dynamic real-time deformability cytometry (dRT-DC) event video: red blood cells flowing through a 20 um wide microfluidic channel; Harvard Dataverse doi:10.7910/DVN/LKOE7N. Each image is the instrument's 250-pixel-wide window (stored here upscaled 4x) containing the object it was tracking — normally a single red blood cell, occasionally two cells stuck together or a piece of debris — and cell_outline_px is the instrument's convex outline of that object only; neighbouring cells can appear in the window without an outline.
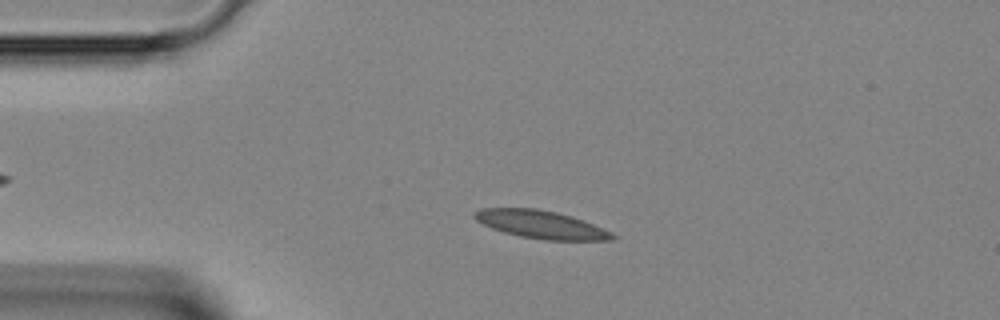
{"species": "Egyptian fruit bat (a non-hibernating species)", "species_latin": "Rousettus aegyptiacus", "temperature_condition": "room temperature", "stored_images_in_passage": 44, "camera_frame_rate_fps": 3000, "um_per_image_px": 0.085, "animal": {"sex": "female"}, "frame": {"image": 1, "passage_image": 9, "time_ms": 2.667, "image_size_px": [1000, 320], "cell_outline_px": [[616, 236], [612, 240], [548, 240], [520, 236], [504, 232], [492, 228], [476, 220], [472, 216], [480, 208], [536, 208], [556, 212], [572, 216], [584, 220], [612, 232]], "centroid_in_image_um": [46.0, 19.08], "position_along_channel_um": 39.0, "area_um2": 22.31}}
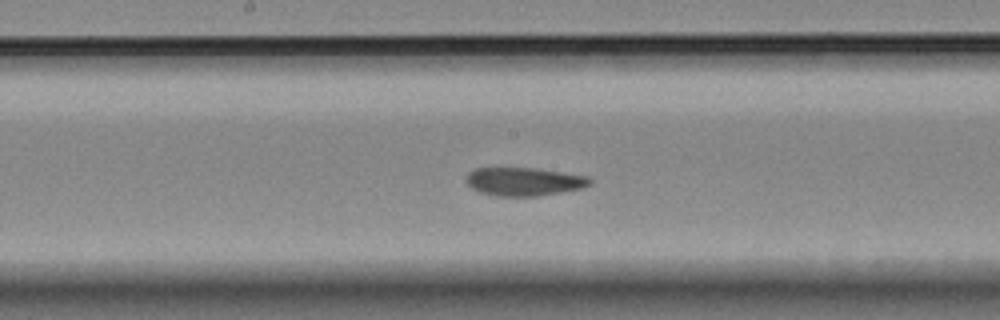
{"frame": {"image": 2, "passage_image": 22, "time_ms": 7.0, "image_size_px": [1000, 320], "cell_outline_px": [[592, 184], [584, 188], [536, 196], [496, 196], [480, 192], [472, 188], [464, 180], [468, 172], [476, 168], [536, 168], [588, 176], [592, 180]], "centroid_in_image_um": [44.54, 15.43], "position_along_channel_um": 203.7, "area_um2": 20.52}}
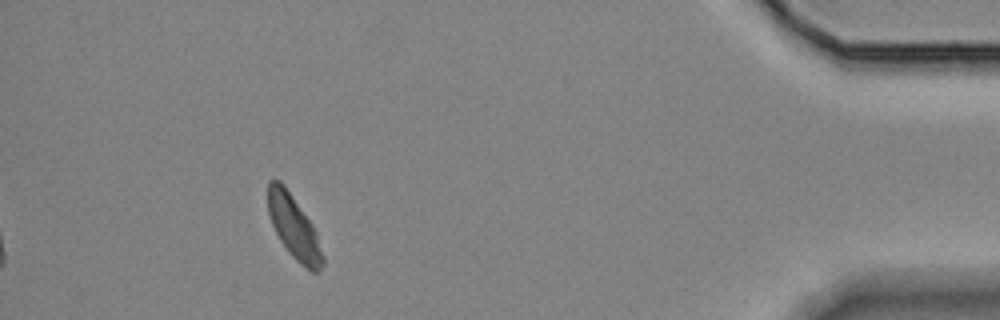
{"frame": {"image": 3, "passage_image": 40, "time_ms": 13.0, "image_size_px": [1000, 320], "cell_outline_px": [[324, 264], [316, 272], [312, 272], [300, 264], [288, 252], [280, 240], [272, 224], [268, 212], [268, 180], [280, 180], [284, 184], [312, 224], [316, 232], [324, 256]], "centroid_in_image_um": [24.98, 19.32], "position_along_channel_um": 410.2, "area_um2": 20.06}}